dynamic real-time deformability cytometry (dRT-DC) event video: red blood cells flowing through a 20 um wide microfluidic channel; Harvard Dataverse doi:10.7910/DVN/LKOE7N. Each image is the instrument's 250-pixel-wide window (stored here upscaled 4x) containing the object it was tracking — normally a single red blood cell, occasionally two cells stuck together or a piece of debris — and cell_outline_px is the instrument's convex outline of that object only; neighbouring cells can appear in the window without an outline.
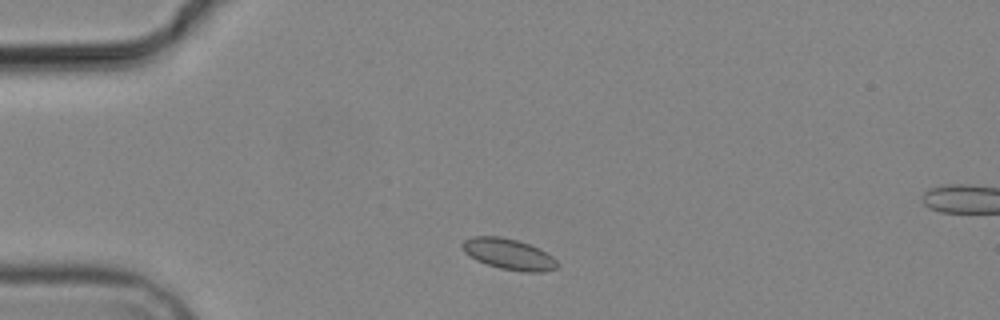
{"species": "common noctule bat (a hibernating species)", "species_latin": "Nyctalus noctula", "temperature_condition": "cold", "stored_images_in_passage": 3, "camera_frame_rate_fps": 3000, "um_per_image_px": 0.085, "animal": {"sex": "male", "body_mass_g": 19.2, "forearm_length_mm": 51.8}, "frame": {"image": 1, "passage_image": 1, "time_ms": 0.0, "image_size_px": [1000, 320], "cell_outline_px": [[556, 268], [540, 272], [524, 272], [500, 268], [476, 260], [464, 252], [460, 244], [464, 240], [472, 236], [500, 236], [516, 240], [540, 248], [552, 256], [556, 260]], "centroid_in_image_um": [43.21, 21.59], "position_along_channel_um": 41.8, "area_um2": 16.99}}